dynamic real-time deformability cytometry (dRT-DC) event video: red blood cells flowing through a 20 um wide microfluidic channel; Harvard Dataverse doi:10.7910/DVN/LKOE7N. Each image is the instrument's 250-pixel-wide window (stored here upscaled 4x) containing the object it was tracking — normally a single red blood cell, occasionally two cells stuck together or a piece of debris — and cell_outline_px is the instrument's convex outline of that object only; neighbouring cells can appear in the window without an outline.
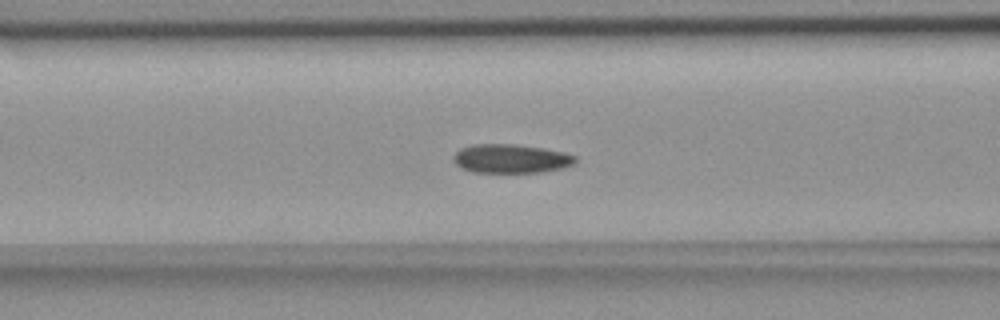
{"species": "common noctule bat (a hibernating species)", "species_latin": "Nyctalus noctula", "temperature_condition": "room temperature", "stored_images_in_passage": 43, "camera_frame_rate_fps": 3000, "um_per_image_px": 0.085, "animal": {"sex": "female", "body_mass_g": 18.4}, "frame": {"image": 1, "passage_image": 18, "time_ms": 5.667, "image_size_px": [1000, 320], "cell_outline_px": [[576, 164], [560, 168], [540, 172], [472, 172], [460, 168], [452, 160], [452, 156], [460, 148], [472, 144], [516, 144], [544, 148], [564, 152], [576, 156]], "centroid_in_image_um": [43.4, 13.48], "position_along_channel_um": 123.2, "area_um2": 20.69}}
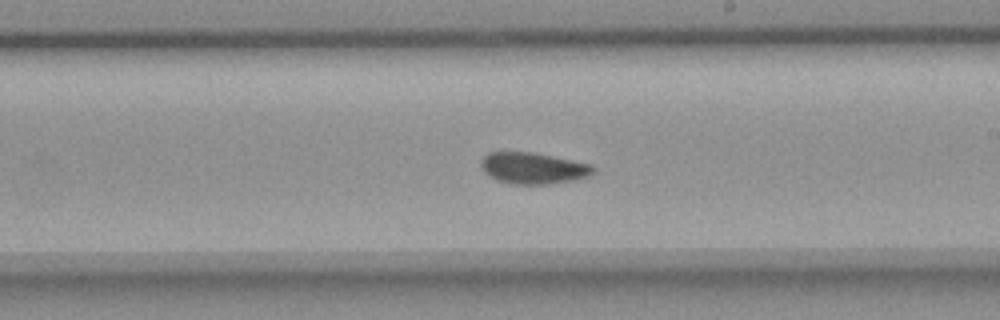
{"frame": {"image": 2, "passage_image": 28, "time_ms": 9.0, "image_size_px": [1000, 320], "cell_outline_px": [[596, 168], [588, 176], [572, 180], [548, 184], [508, 184], [496, 180], [488, 176], [484, 172], [480, 164], [480, 160], [488, 152], [532, 152], [592, 164]], "centroid_in_image_um": [45.27, 14.29], "position_along_channel_um": 243.7, "area_um2": 20.58}}
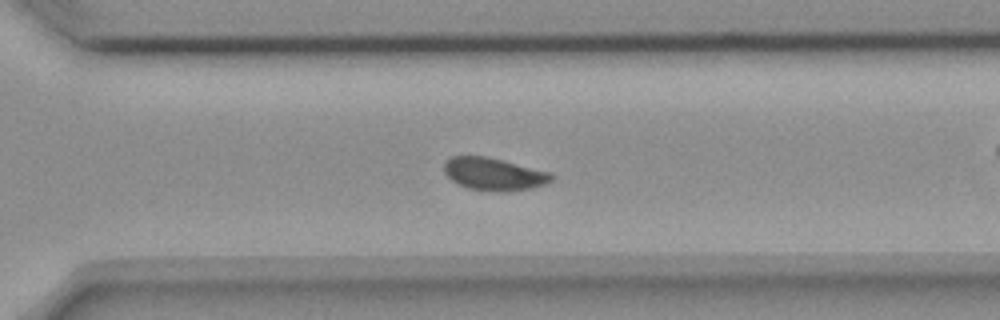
{"frame": {"image": 3, "passage_image": 35, "time_ms": 11.333, "image_size_px": [1000, 320], "cell_outline_px": [[556, 176], [548, 184], [532, 188], [504, 192], [496, 192], [468, 188], [452, 180], [444, 172], [444, 164], [452, 156], [488, 156], [552, 172]], "centroid_in_image_um": [42.06, 14.8], "position_along_channel_um": 328.5, "area_um2": 20.63}, "authors_computed_cell_mechanics": {"area_um2": 20.6346, "velocity_mm_per_s": 3.6304, "shape_relaxation_time_tau1_ms": 9.5602, "shape_relaxation_time_tau2_ms": 2.0237, "deformation_change_tau1": 0.1586, "deformation_change_tau2": 0.066}}